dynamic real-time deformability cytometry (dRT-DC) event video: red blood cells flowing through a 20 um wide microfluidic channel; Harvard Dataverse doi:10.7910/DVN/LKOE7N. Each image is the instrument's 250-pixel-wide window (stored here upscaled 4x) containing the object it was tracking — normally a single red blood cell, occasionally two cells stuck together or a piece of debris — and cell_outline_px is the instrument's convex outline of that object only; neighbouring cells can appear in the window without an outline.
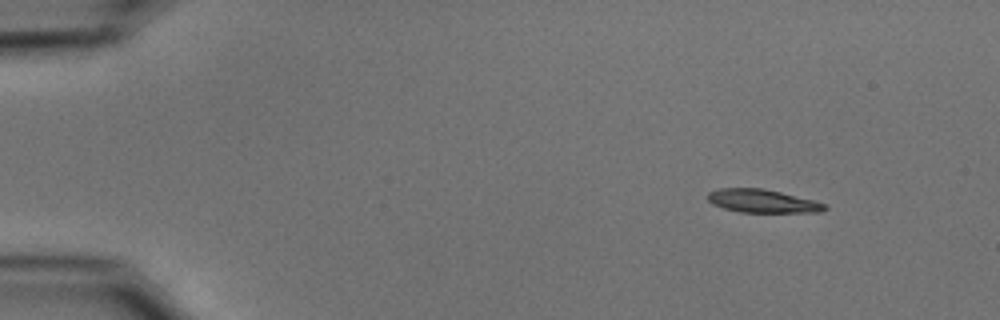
{"species": "common noctule bat (a hibernating species)", "species_latin": "Nyctalus noctula", "temperature_condition": "cold", "stored_images_in_passage": 49, "camera_frame_rate_fps": 3000, "um_per_image_px": 0.085, "animal": {"sex": "male", "body_mass_g": 15.6}, "frame": {"image": 1, "passage_image": 1, "time_ms": 0.0, "image_size_px": [1000, 320], "cell_outline_px": [[828, 208], [820, 212], [740, 212], [724, 208], [712, 204], [708, 200], [708, 192], [720, 188], [760, 188], [780, 192], [812, 200], [824, 204]], "centroid_in_image_um": [64.77, 17.09], "position_along_channel_um": 20.2, "area_um2": 15.61}}
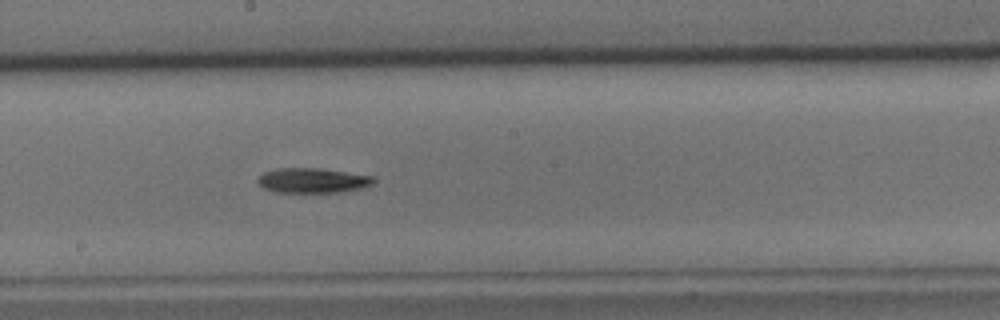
{"frame": {"image": 2, "passage_image": 25, "time_ms": 8.0, "image_size_px": [1000, 320], "cell_outline_px": [[376, 180], [372, 184], [360, 188], [340, 192], [276, 192], [264, 188], [256, 184], [256, 180], [264, 172], [276, 168], [320, 168], [372, 176]], "centroid_in_image_um": [26.52, 15.33], "position_along_channel_um": 221.7, "area_um2": 16.76}}
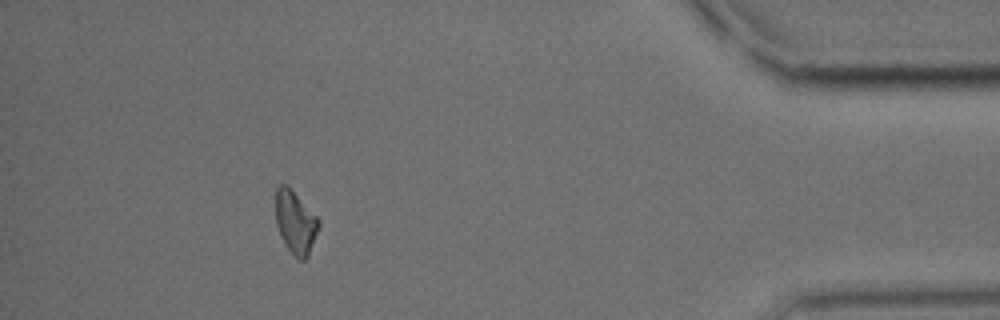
{"frame": {"image": 3, "passage_image": 44, "time_ms": 14.333, "image_size_px": [1000, 320], "cell_outline_px": [[320, 224], [308, 256], [304, 260], [300, 260], [284, 244], [280, 236], [276, 224], [276, 188], [280, 184], [288, 184], [320, 220]], "centroid_in_image_um": [25.1, 18.86], "position_along_channel_um": 410.1, "area_um2": 15.78}, "authors_computed_cell_mechanics": {"area_um2": 16.2996, "velocity_mm_per_s": 3.7311, "shape_relaxation_time_tau1_ms": 3.3705, "shape_relaxation_time_tau2_ms": null, "deformation_change_tau1": 0.1164, "deformation_change_tau2": null}}